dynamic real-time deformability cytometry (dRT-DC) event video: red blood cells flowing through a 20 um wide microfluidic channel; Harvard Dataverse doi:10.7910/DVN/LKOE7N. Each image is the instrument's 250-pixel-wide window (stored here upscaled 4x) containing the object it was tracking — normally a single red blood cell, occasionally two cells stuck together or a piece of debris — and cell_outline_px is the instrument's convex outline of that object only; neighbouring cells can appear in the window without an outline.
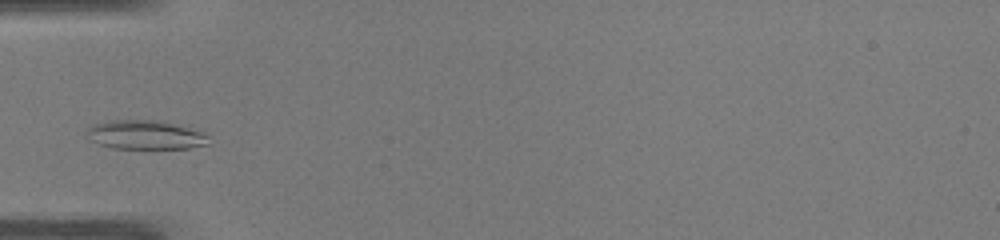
{"species": "common noctule bat (a hibernating species)", "species_latin": "Nyctalus noctula", "temperature_condition": "warm", "stored_images_in_passage": 34, "camera_frame_rate_fps": 3000, "um_per_image_px": 0.085, "animal": {"sex": "male", "body_mass_g": 19.0, "forearm_length_mm": 50.8}, "frame": {"image": 1, "passage_image": 1, "time_ms": 0.0, "image_size_px": [1000, 240], "cell_outline_px": [[208, 144], [188, 148], [112, 148], [88, 140], [84, 136], [84, 132], [92, 124], [108, 120], [164, 120], [188, 124], [200, 128], [208, 136]], "centroid_in_image_um": [12.4, 11.42], "position_along_channel_um": 72.6, "area_um2": 21.56}}
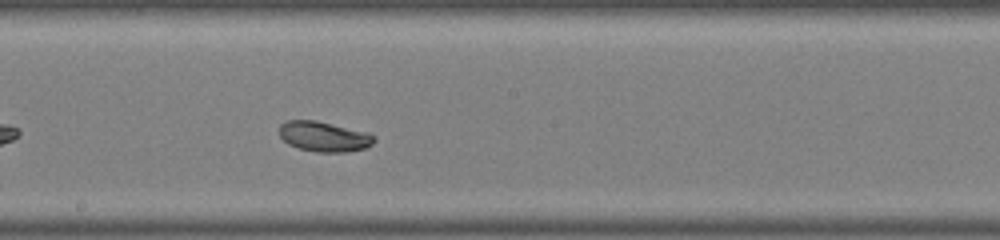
{"frame": {"image": 2, "passage_image": 12, "time_ms": 3.667, "image_size_px": [1000, 240], "cell_outline_px": [[376, 140], [372, 144], [364, 148], [348, 152], [316, 152], [300, 148], [288, 144], [280, 136], [280, 124], [288, 120], [316, 120], [368, 132], [376, 136]], "centroid_in_image_um": [27.56, 11.6], "position_along_channel_um": 220.6, "area_um2": 16.7}}
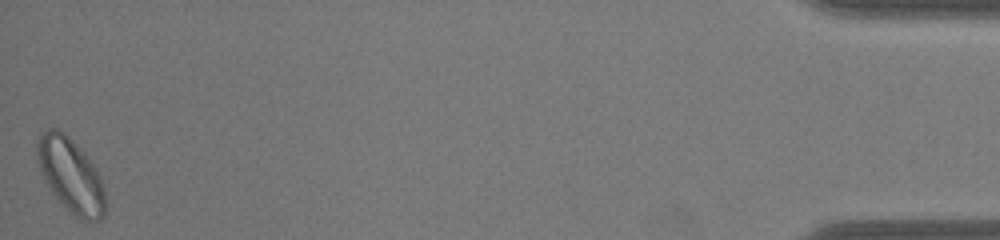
{"frame": {"image": 3, "passage_image": 34, "time_ms": 11.0, "image_size_px": [1000, 240], "cell_outline_px": [[104, 216], [100, 220], [88, 220], [76, 216], [52, 192], [44, 180], [36, 156], [36, 140], [40, 132], [48, 128], [56, 128], [64, 132], [72, 140], [96, 168], [100, 176], [104, 188]], "centroid_in_image_um": [5.98, 14.83], "position_along_channel_um": 429.2, "area_um2": 28.96}, "authors_computed_cell_mechanics": {"area_um2": 17.3111, "velocity_mm_per_s": 4.0521, "shape_relaxation_time_tau1_ms": 2.5974, "shape_relaxation_time_tau2_ms": null, "deformation_change_tau1": 0.0759, "deformation_change_tau2": null}}